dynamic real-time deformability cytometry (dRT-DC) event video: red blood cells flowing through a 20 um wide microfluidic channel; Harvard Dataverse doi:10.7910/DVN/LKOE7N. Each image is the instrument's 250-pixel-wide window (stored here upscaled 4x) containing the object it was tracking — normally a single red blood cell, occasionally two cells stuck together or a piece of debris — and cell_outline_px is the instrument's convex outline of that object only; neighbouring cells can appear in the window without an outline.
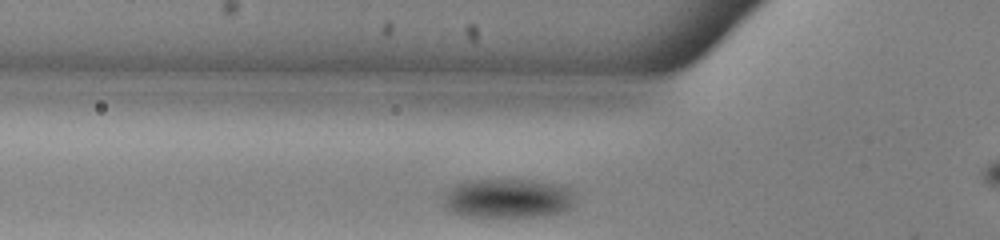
{"species": "common noctule bat (a hibernating species)", "species_latin": "Nyctalus noctula", "temperature_condition": "warm", "stored_images_in_passage": 31, "camera_frame_rate_fps": 3000, "um_per_image_px": 0.085, "animal": {"sex": "male", "body_mass_g": 13.0, "forearm_length_mm": 53.1}, "frame": {"image": 1, "passage_image": 4, "time_ms": 1.0, "image_size_px": [1000, 240], "cell_outline_px": [[572, 208], [568, 212], [548, 216], [464, 216], [452, 212], [444, 208], [444, 192], [448, 188], [464, 180], [528, 180], [560, 184], [568, 188], [572, 192]], "centroid_in_image_um": [43.15, 16.86], "position_along_channel_um": 82.6, "area_um2": 30.46}}
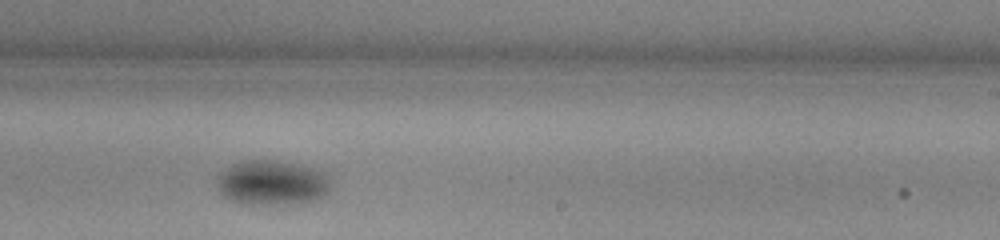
{"frame": {"image": 2, "passage_image": 18, "time_ms": 5.667, "image_size_px": [1000, 240], "cell_outline_px": [[332, 184], [328, 192], [312, 200], [288, 204], [240, 204], [220, 192], [216, 184], [216, 176], [220, 172], [232, 164], [244, 160], [276, 160], [312, 168], [328, 172]], "centroid_in_image_um": [23.12, 15.52], "position_along_channel_um": 265.9, "area_um2": 29.82}}
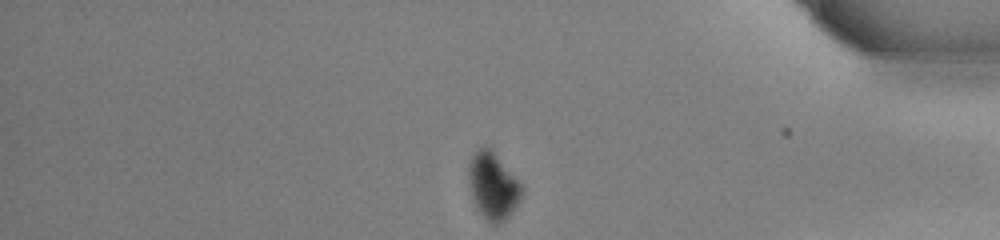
{"frame": {"image": 3, "passage_image": 30, "time_ms": 9.667, "image_size_px": [1000, 240], "cell_outline_px": [[524, 192], [520, 200], [512, 212], [500, 224], [492, 224], [476, 208], [472, 200], [468, 176], [468, 164], [472, 156], [484, 144], [496, 156], [524, 188]], "centroid_in_image_um": [41.89, 15.84], "position_along_channel_um": 393.3, "area_um2": 20.29}}